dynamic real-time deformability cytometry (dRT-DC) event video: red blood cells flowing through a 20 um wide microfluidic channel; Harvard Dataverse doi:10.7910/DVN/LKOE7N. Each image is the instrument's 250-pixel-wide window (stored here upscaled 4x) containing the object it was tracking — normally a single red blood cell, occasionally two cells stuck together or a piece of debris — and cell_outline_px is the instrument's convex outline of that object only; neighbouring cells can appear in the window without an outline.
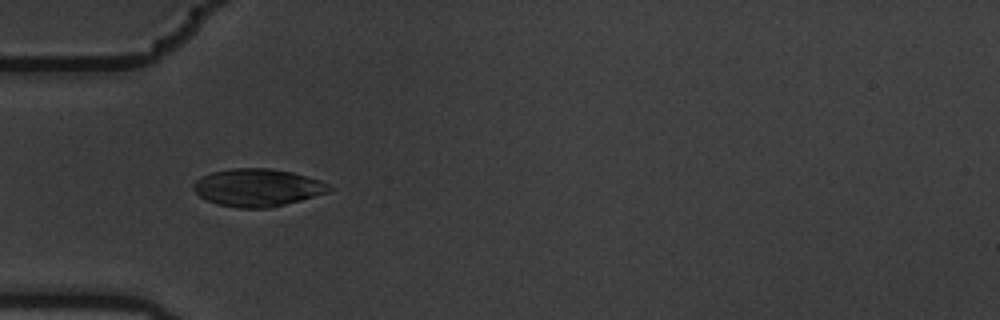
{"species": "common noctule bat (a hibernating species)", "species_latin": "Nyctalus noctula", "temperature_condition": "warm", "stored_images_in_passage": 6, "camera_frame_rate_fps": 3000, "um_per_image_px": 0.085, "animal": {"sex": "male", "body_mass_g": 19.5, "forearm_length_mm": 54.6}, "frame": {"image": 1, "passage_image": 5, "time_ms": 1.333, "image_size_px": [1000, 320], "cell_outline_px": [[336, 188], [328, 192], [300, 200], [268, 208], [240, 208], [216, 204], [204, 200], [192, 188], [192, 184], [200, 176], [212, 172], [232, 168], [268, 168], [292, 172], [308, 176], [320, 180]], "centroid_in_image_um": [21.87, 15.94], "position_along_channel_um": 63.1, "area_um2": 29.88}}
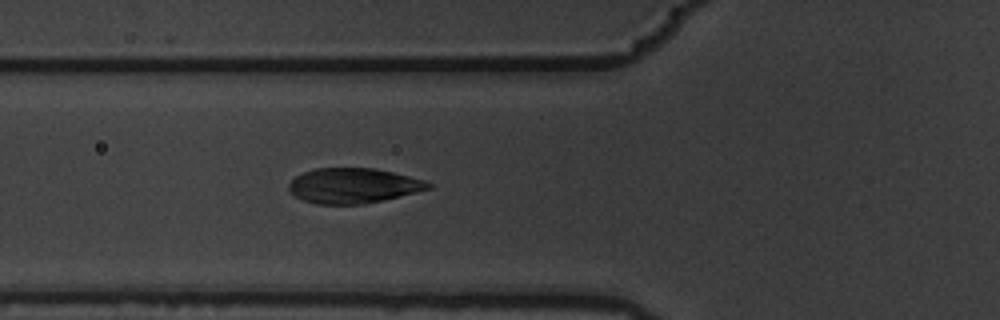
{"frame": {"image": 2, "passage_image": 6, "time_ms": 1.667, "image_size_px": [1000, 320], "cell_outline_px": [[432, 188], [384, 200], [360, 204], [316, 204], [304, 200], [288, 192], [288, 184], [296, 176], [304, 172], [316, 168], [372, 168], [392, 172], [424, 180], [432, 184]], "centroid_in_image_um": [30.01, 15.78], "position_along_channel_um": 95.8, "area_um2": 28.38}}